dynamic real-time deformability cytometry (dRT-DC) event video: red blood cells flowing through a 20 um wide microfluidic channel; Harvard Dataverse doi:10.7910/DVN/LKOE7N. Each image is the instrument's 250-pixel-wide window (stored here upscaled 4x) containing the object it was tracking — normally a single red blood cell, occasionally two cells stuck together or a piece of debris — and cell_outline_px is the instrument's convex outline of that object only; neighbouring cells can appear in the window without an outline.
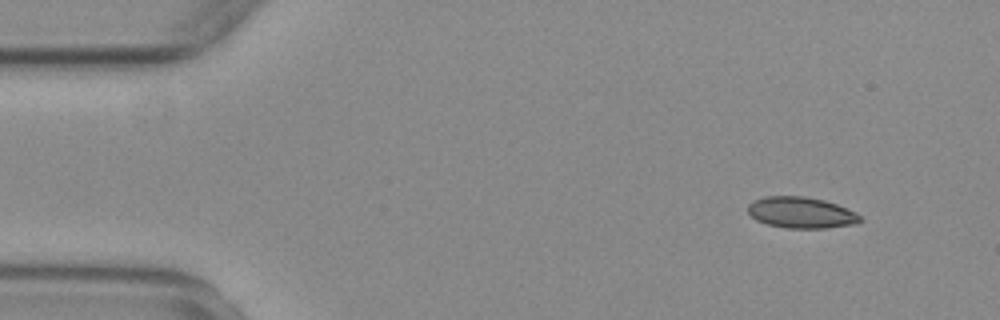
{"species": "common noctule bat (a hibernating species)", "species_latin": "Nyctalus noctula", "temperature_condition": "warm", "stored_images_in_passage": 56, "camera_frame_rate_fps": 3000, "um_per_image_px": 0.085, "animal": {"sex": "female", "body_mass_g": 29.2, "forearm_length_mm": 56.3}, "frame": {"image": 1, "passage_image": 6, "time_ms": 1.667, "image_size_px": [1000, 320], "cell_outline_px": [[864, 220], [856, 224], [828, 228], [788, 228], [768, 224], [756, 220], [748, 212], [748, 204], [752, 200], [764, 196], [804, 196], [824, 200], [848, 208], [856, 212]], "centroid_in_image_um": [68.12, 18.07], "position_along_channel_um": 16.9, "area_um2": 20.58}}
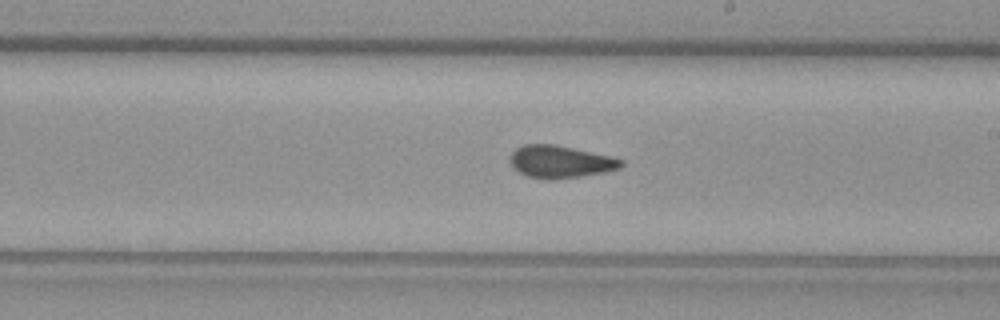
{"frame": {"image": 2, "passage_image": 32, "time_ms": 10.333, "image_size_px": [1000, 320], "cell_outline_px": [[624, 164], [620, 168], [604, 172], [556, 180], [544, 180], [528, 176], [512, 168], [508, 160], [508, 156], [516, 148], [524, 144], [556, 144], [612, 156], [624, 160]], "centroid_in_image_um": [47.6, 13.75], "position_along_channel_um": 241.4, "area_um2": 21.39}}
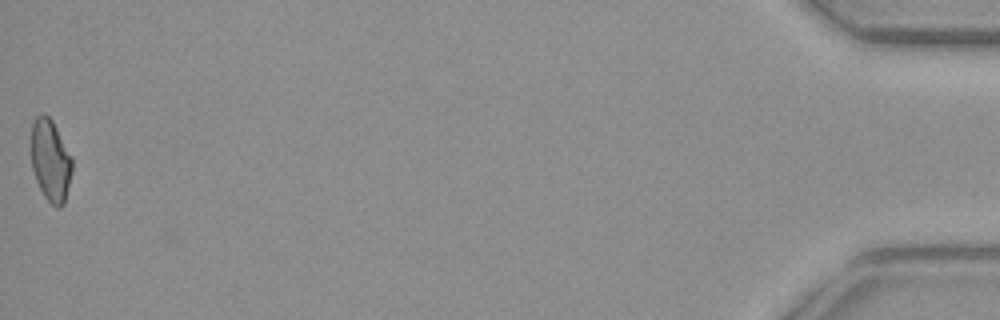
{"frame": {"image": 3, "passage_image": 56, "time_ms": 18.333, "image_size_px": [1000, 320], "cell_outline_px": [[72, 172], [64, 204], [60, 208], [56, 208], [44, 196], [36, 180], [32, 168], [32, 124], [36, 116], [44, 112], [52, 120], [72, 156]], "centroid_in_image_um": [4.31, 13.64], "position_along_channel_um": 430.9, "area_um2": 19.54}, "authors_computed_cell_mechanics": {"area_um2": 20.6057, "velocity_mm_per_s": 3.711, "shape_relaxation_time_tau1_ms": null, "shape_relaxation_time_tau2_ms": 1.9483, "deformation_change_tau1": null, "deformation_change_tau2": 0.0603}}